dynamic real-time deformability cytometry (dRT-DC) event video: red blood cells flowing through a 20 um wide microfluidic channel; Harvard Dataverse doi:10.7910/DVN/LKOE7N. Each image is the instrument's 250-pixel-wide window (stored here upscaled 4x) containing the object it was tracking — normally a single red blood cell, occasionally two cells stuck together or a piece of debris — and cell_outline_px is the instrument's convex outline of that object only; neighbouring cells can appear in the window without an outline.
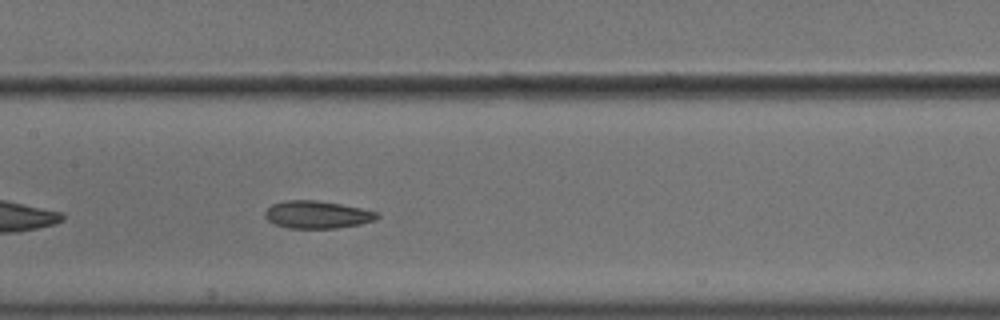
{"species": "common noctule bat (a hibernating species)", "species_latin": "Nyctalus noctula", "temperature_condition": "cold", "stored_images_in_passage": 40, "camera_frame_rate_fps": 3000, "um_per_image_px": 0.085, "animal": {"sex": "male", "body_mass_g": 18.8}, "frame": {"image": 1, "passage_image": 12, "time_ms": 3.667, "image_size_px": [1000, 320], "cell_outline_px": [[380, 216], [376, 220], [360, 224], [336, 228], [288, 228], [276, 224], [268, 220], [264, 216], [264, 212], [272, 204], [284, 200], [316, 200], [340, 204], [380, 212]], "centroid_in_image_um": [26.97, 18.24], "position_along_channel_um": 180.4, "area_um2": 18.03}}
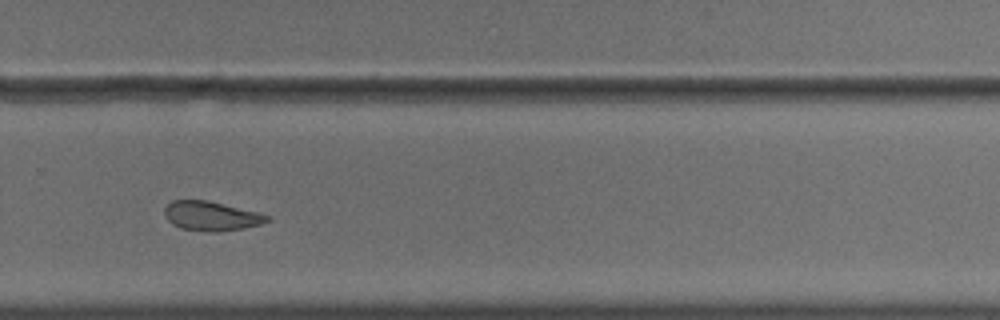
{"frame": {"image": 2, "passage_image": 23, "time_ms": 7.333, "image_size_px": [1000, 320], "cell_outline_px": [[272, 220], [260, 224], [244, 228], [216, 232], [212, 232], [180, 228], [172, 224], [164, 216], [164, 208], [172, 200], [204, 200], [256, 212], [268, 216]], "centroid_in_image_um": [17.91, 18.37], "position_along_channel_um": 311.9, "area_um2": 17.28}, "authors_computed_cell_mechanics": {"area_um2": 18.8717, "velocity_mm_per_s": 3.5916, "shape_relaxation_time_tau1_ms": null, "shape_relaxation_time_tau2_ms": 3.9103, "deformation_change_tau1": null, "deformation_change_tau2": 0.1008}}